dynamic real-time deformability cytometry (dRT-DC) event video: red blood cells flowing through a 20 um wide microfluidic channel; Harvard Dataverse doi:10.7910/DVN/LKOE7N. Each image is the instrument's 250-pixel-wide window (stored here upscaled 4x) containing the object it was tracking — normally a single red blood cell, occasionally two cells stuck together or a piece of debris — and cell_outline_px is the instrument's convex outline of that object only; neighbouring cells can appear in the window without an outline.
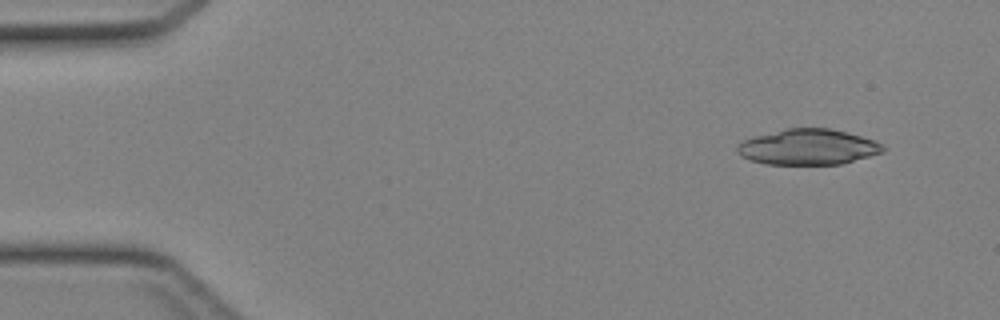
{"species": "Egyptian fruit bat (a non-hibernating species)", "species_latin": "Rousettus aegyptiacus", "temperature_condition": "cold", "stored_images_in_passage": 41, "camera_frame_rate_fps": 3000, "um_per_image_px": 0.085, "animal": {"sex": "female"}, "frame": {"image": 1, "passage_image": 1, "time_ms": 0.0, "image_size_px": [1000, 320], "cell_outline_px": [[888, 148], [884, 152], [840, 164], [764, 164], [740, 156], [736, 152], [736, 144], [752, 136], [788, 128], [828, 128], [848, 132], [876, 140], [884, 144]], "centroid_in_image_um": [68.7, 12.49], "position_along_channel_um": 16.3, "area_um2": 30.58}}
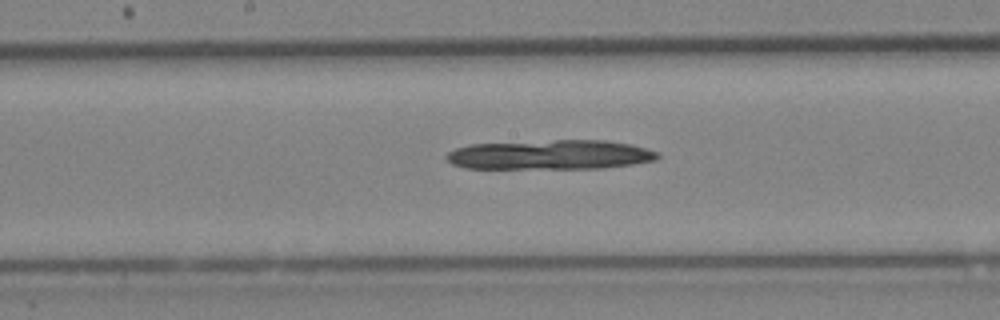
{"frame": {"image": 2, "passage_image": 20, "time_ms": 6.333, "image_size_px": [1000, 320], "cell_outline_px": [[660, 156], [656, 160], [632, 164], [600, 168], [464, 168], [452, 164], [444, 156], [448, 152], [456, 148], [472, 144], [556, 140], [604, 140], [632, 144], [660, 152]], "centroid_in_image_um": [46.79, 13.15], "position_along_channel_um": 201.4, "area_um2": 36.36}}
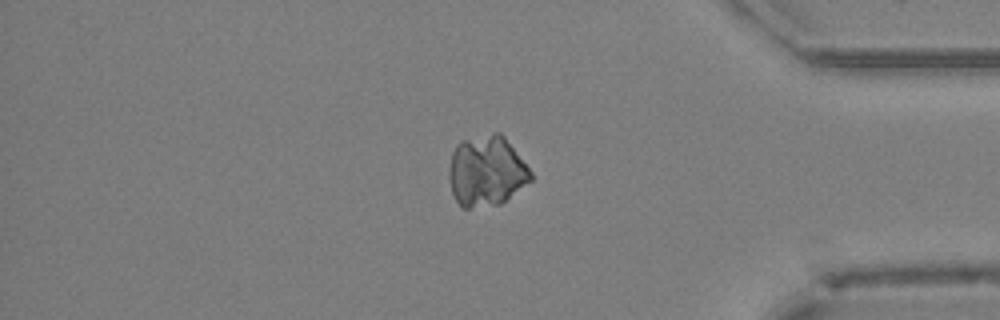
{"frame": {"image": 3, "passage_image": 34, "time_ms": 11.0, "image_size_px": [1000, 320], "cell_outline_px": [[532, 180], [500, 204], [468, 208], [460, 208], [452, 192], [448, 176], [448, 168], [452, 152], [456, 144], [460, 140], [496, 132], [500, 132], [504, 136], [532, 172]], "centroid_in_image_um": [41.32, 14.54], "position_along_channel_um": 393.9, "area_um2": 33.7}}